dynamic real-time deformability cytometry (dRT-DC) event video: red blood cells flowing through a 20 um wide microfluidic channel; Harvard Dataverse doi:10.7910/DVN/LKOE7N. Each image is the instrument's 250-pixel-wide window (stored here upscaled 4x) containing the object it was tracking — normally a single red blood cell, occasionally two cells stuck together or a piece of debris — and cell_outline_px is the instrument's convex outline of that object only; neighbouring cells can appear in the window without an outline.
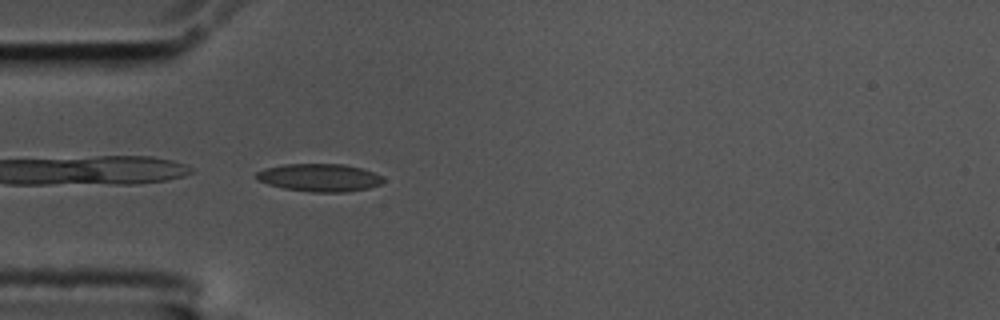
{"species": "common noctule bat (a hibernating species)", "species_latin": "Nyctalus noctula", "temperature_condition": "cold", "stored_images_in_passage": 36, "segment_of_instrument_passage": [1, 2], "camera_frame_rate_fps": 3000, "um_per_image_px": 0.085, "animal": {"sex": "male", "body_mass_g": 17.5, "forearm_length_mm": 52.3}, "frame": {"image": 1, "passage_image": 1, "time_ms": 0.0, "image_size_px": [1000, 320], "cell_outline_px": [[384, 180], [380, 184], [368, 188], [344, 192], [312, 192], [284, 188], [268, 184], [256, 180], [256, 172], [264, 168], [284, 164], [344, 164], [360, 168], [372, 172], [380, 176]], "centroid_in_image_um": [27.11, 15.09], "position_along_channel_um": 57.9, "area_um2": 20.4}}
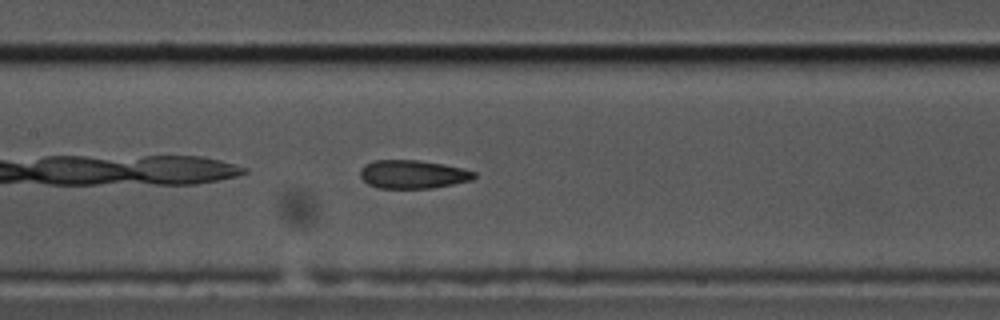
{"frame": {"image": 2, "passage_image": 11, "time_ms": 3.333, "image_size_px": [1000, 320], "cell_outline_px": [[476, 176], [472, 180], [432, 188], [380, 188], [368, 184], [360, 176], [360, 168], [364, 164], [372, 160], [416, 160], [440, 164], [460, 168], [476, 172]], "centroid_in_image_um": [35.05, 14.81], "position_along_channel_um": 172.4, "area_um2": 18.73}}
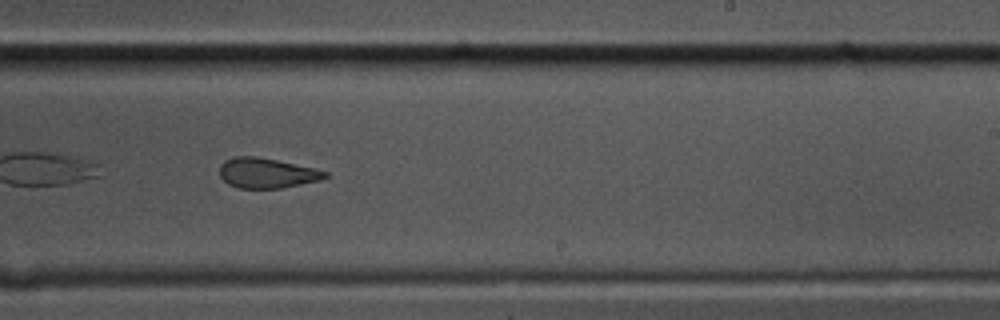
{"frame": {"image": 3, "passage_image": 19, "time_ms": 6.0, "image_size_px": [1000, 320], "cell_outline_px": [[328, 176], [320, 180], [280, 188], [236, 188], [228, 184], [220, 176], [220, 164], [224, 160], [236, 156], [256, 156], [276, 160], [312, 168], [328, 172]], "centroid_in_image_um": [22.63, 14.71], "position_along_channel_um": 266.4, "area_um2": 18.32}}